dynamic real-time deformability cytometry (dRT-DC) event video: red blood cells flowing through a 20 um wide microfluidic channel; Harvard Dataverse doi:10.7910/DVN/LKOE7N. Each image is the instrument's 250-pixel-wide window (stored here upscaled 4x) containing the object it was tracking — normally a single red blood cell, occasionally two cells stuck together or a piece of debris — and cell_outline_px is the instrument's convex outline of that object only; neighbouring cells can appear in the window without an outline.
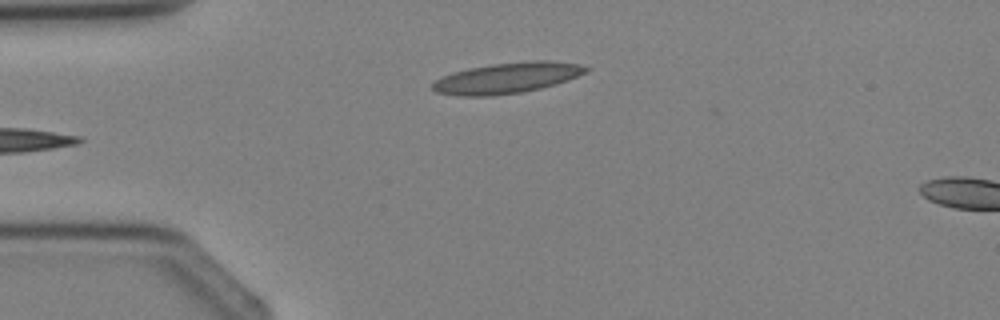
{"species": "Egyptian fruit bat (a non-hibernating species)", "species_latin": "Rousettus aegyptiacus", "temperature_condition": "cold", "stored_images_in_passage": 4, "camera_frame_rate_fps": 3000, "um_per_image_px": 0.085, "animal": {"sex": "female"}, "frame": {"image": 1, "passage_image": 3, "time_ms": 2.333, "image_size_px": [1000, 320], "cell_outline_px": [[592, 68], [588, 72], [568, 80], [556, 84], [524, 92], [492, 96], [460, 96], [436, 92], [432, 88], [432, 84], [436, 80], [452, 72], [468, 68], [492, 64], [536, 60], [548, 60], [580, 64]], "centroid_in_image_um": [43.14, 6.62], "position_along_channel_um": 41.9, "area_um2": 27.63}}